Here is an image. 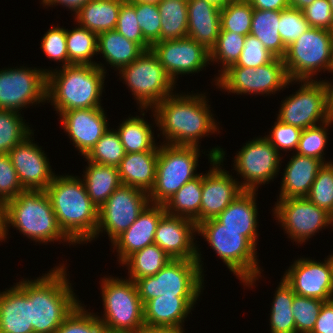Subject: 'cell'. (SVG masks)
Here are the masks:
<instances>
[{
	"instance_id": "2",
	"label": "cell",
	"mask_w": 333,
	"mask_h": 333,
	"mask_svg": "<svg viewBox=\"0 0 333 333\" xmlns=\"http://www.w3.org/2000/svg\"><path fill=\"white\" fill-rule=\"evenodd\" d=\"M66 270L62 263L37 279L23 278L16 283L30 297L34 333H55L80 304Z\"/></svg>"
},
{
	"instance_id": "32",
	"label": "cell",
	"mask_w": 333,
	"mask_h": 333,
	"mask_svg": "<svg viewBox=\"0 0 333 333\" xmlns=\"http://www.w3.org/2000/svg\"><path fill=\"white\" fill-rule=\"evenodd\" d=\"M82 180L92 203L99 208L122 185L118 167L87 162Z\"/></svg>"
},
{
	"instance_id": "33",
	"label": "cell",
	"mask_w": 333,
	"mask_h": 333,
	"mask_svg": "<svg viewBox=\"0 0 333 333\" xmlns=\"http://www.w3.org/2000/svg\"><path fill=\"white\" fill-rule=\"evenodd\" d=\"M145 51L137 44L116 30H110L98 34L97 54H102L106 64L115 70L131 64Z\"/></svg>"
},
{
	"instance_id": "7",
	"label": "cell",
	"mask_w": 333,
	"mask_h": 333,
	"mask_svg": "<svg viewBox=\"0 0 333 333\" xmlns=\"http://www.w3.org/2000/svg\"><path fill=\"white\" fill-rule=\"evenodd\" d=\"M103 314L98 319L104 329L119 332H141L145 328L143 304L136 284L129 278H101Z\"/></svg>"
},
{
	"instance_id": "55",
	"label": "cell",
	"mask_w": 333,
	"mask_h": 333,
	"mask_svg": "<svg viewBox=\"0 0 333 333\" xmlns=\"http://www.w3.org/2000/svg\"><path fill=\"white\" fill-rule=\"evenodd\" d=\"M275 58L264 45L254 36L247 35L244 48L236 64L232 66H243L257 68L267 64Z\"/></svg>"
},
{
	"instance_id": "43",
	"label": "cell",
	"mask_w": 333,
	"mask_h": 333,
	"mask_svg": "<svg viewBox=\"0 0 333 333\" xmlns=\"http://www.w3.org/2000/svg\"><path fill=\"white\" fill-rule=\"evenodd\" d=\"M109 129L84 157L85 161H91L101 165L118 167L125 156V150L120 141L116 129Z\"/></svg>"
},
{
	"instance_id": "24",
	"label": "cell",
	"mask_w": 333,
	"mask_h": 333,
	"mask_svg": "<svg viewBox=\"0 0 333 333\" xmlns=\"http://www.w3.org/2000/svg\"><path fill=\"white\" fill-rule=\"evenodd\" d=\"M165 213L163 205L149 203L136 221L112 242L120 264L134 252L154 244L157 224Z\"/></svg>"
},
{
	"instance_id": "50",
	"label": "cell",
	"mask_w": 333,
	"mask_h": 333,
	"mask_svg": "<svg viewBox=\"0 0 333 333\" xmlns=\"http://www.w3.org/2000/svg\"><path fill=\"white\" fill-rule=\"evenodd\" d=\"M310 28L302 10L288 7L280 11L279 34L286 47Z\"/></svg>"
},
{
	"instance_id": "67",
	"label": "cell",
	"mask_w": 333,
	"mask_h": 333,
	"mask_svg": "<svg viewBox=\"0 0 333 333\" xmlns=\"http://www.w3.org/2000/svg\"><path fill=\"white\" fill-rule=\"evenodd\" d=\"M329 3H330V6H331V9H332V12H333V0H329Z\"/></svg>"
},
{
	"instance_id": "60",
	"label": "cell",
	"mask_w": 333,
	"mask_h": 333,
	"mask_svg": "<svg viewBox=\"0 0 333 333\" xmlns=\"http://www.w3.org/2000/svg\"><path fill=\"white\" fill-rule=\"evenodd\" d=\"M183 327H145L141 333H184Z\"/></svg>"
},
{
	"instance_id": "59",
	"label": "cell",
	"mask_w": 333,
	"mask_h": 333,
	"mask_svg": "<svg viewBox=\"0 0 333 333\" xmlns=\"http://www.w3.org/2000/svg\"><path fill=\"white\" fill-rule=\"evenodd\" d=\"M88 1L90 0H41V4H43V7L46 6V8L47 6L62 5V7L65 6L66 9L68 8L73 14H76Z\"/></svg>"
},
{
	"instance_id": "40",
	"label": "cell",
	"mask_w": 333,
	"mask_h": 333,
	"mask_svg": "<svg viewBox=\"0 0 333 333\" xmlns=\"http://www.w3.org/2000/svg\"><path fill=\"white\" fill-rule=\"evenodd\" d=\"M66 44L68 59L71 64L99 65L92 60L97 54L98 35L87 28L77 26L72 30L66 29Z\"/></svg>"
},
{
	"instance_id": "56",
	"label": "cell",
	"mask_w": 333,
	"mask_h": 333,
	"mask_svg": "<svg viewBox=\"0 0 333 333\" xmlns=\"http://www.w3.org/2000/svg\"><path fill=\"white\" fill-rule=\"evenodd\" d=\"M302 11L310 27L333 31V12L329 0H315Z\"/></svg>"
},
{
	"instance_id": "5",
	"label": "cell",
	"mask_w": 333,
	"mask_h": 333,
	"mask_svg": "<svg viewBox=\"0 0 333 333\" xmlns=\"http://www.w3.org/2000/svg\"><path fill=\"white\" fill-rule=\"evenodd\" d=\"M10 226L35 243L63 241L75 245L59 227L45 190H24L4 204L5 239Z\"/></svg>"
},
{
	"instance_id": "17",
	"label": "cell",
	"mask_w": 333,
	"mask_h": 333,
	"mask_svg": "<svg viewBox=\"0 0 333 333\" xmlns=\"http://www.w3.org/2000/svg\"><path fill=\"white\" fill-rule=\"evenodd\" d=\"M149 203L148 193L121 185L99 208L95 238L106 232L112 243L136 221Z\"/></svg>"
},
{
	"instance_id": "25",
	"label": "cell",
	"mask_w": 333,
	"mask_h": 333,
	"mask_svg": "<svg viewBox=\"0 0 333 333\" xmlns=\"http://www.w3.org/2000/svg\"><path fill=\"white\" fill-rule=\"evenodd\" d=\"M199 296H158L143 304L145 327H184ZM185 320V321H184Z\"/></svg>"
},
{
	"instance_id": "48",
	"label": "cell",
	"mask_w": 333,
	"mask_h": 333,
	"mask_svg": "<svg viewBox=\"0 0 333 333\" xmlns=\"http://www.w3.org/2000/svg\"><path fill=\"white\" fill-rule=\"evenodd\" d=\"M323 300L308 298L294 293L292 311L296 325V333H311L320 313Z\"/></svg>"
},
{
	"instance_id": "46",
	"label": "cell",
	"mask_w": 333,
	"mask_h": 333,
	"mask_svg": "<svg viewBox=\"0 0 333 333\" xmlns=\"http://www.w3.org/2000/svg\"><path fill=\"white\" fill-rule=\"evenodd\" d=\"M308 200L317 207L332 213L333 210V162L324 164L310 188Z\"/></svg>"
},
{
	"instance_id": "34",
	"label": "cell",
	"mask_w": 333,
	"mask_h": 333,
	"mask_svg": "<svg viewBox=\"0 0 333 333\" xmlns=\"http://www.w3.org/2000/svg\"><path fill=\"white\" fill-rule=\"evenodd\" d=\"M141 110V115L129 117L122 121L116 132L120 137V141L124 147L125 153H137L150 150H159V143H155L154 130L150 123L143 117L147 113V109ZM144 110L146 112H144ZM146 120V121H145Z\"/></svg>"
},
{
	"instance_id": "65",
	"label": "cell",
	"mask_w": 333,
	"mask_h": 333,
	"mask_svg": "<svg viewBox=\"0 0 333 333\" xmlns=\"http://www.w3.org/2000/svg\"><path fill=\"white\" fill-rule=\"evenodd\" d=\"M128 1H133V2H146V3H153V4H158L162 0H128Z\"/></svg>"
},
{
	"instance_id": "66",
	"label": "cell",
	"mask_w": 333,
	"mask_h": 333,
	"mask_svg": "<svg viewBox=\"0 0 333 333\" xmlns=\"http://www.w3.org/2000/svg\"><path fill=\"white\" fill-rule=\"evenodd\" d=\"M102 333H141V332H119V331H109L104 329Z\"/></svg>"
},
{
	"instance_id": "31",
	"label": "cell",
	"mask_w": 333,
	"mask_h": 333,
	"mask_svg": "<svg viewBox=\"0 0 333 333\" xmlns=\"http://www.w3.org/2000/svg\"><path fill=\"white\" fill-rule=\"evenodd\" d=\"M125 0H90L75 15L77 25L100 34L115 30Z\"/></svg>"
},
{
	"instance_id": "35",
	"label": "cell",
	"mask_w": 333,
	"mask_h": 333,
	"mask_svg": "<svg viewBox=\"0 0 333 333\" xmlns=\"http://www.w3.org/2000/svg\"><path fill=\"white\" fill-rule=\"evenodd\" d=\"M202 174L185 183L163 206L167 214L201 223Z\"/></svg>"
},
{
	"instance_id": "15",
	"label": "cell",
	"mask_w": 333,
	"mask_h": 333,
	"mask_svg": "<svg viewBox=\"0 0 333 333\" xmlns=\"http://www.w3.org/2000/svg\"><path fill=\"white\" fill-rule=\"evenodd\" d=\"M245 144L237 151L233 161L235 169L232 170L242 176L243 182L240 186L243 190L258 191L259 185L268 184L277 178L282 155L262 136Z\"/></svg>"
},
{
	"instance_id": "51",
	"label": "cell",
	"mask_w": 333,
	"mask_h": 333,
	"mask_svg": "<svg viewBox=\"0 0 333 333\" xmlns=\"http://www.w3.org/2000/svg\"><path fill=\"white\" fill-rule=\"evenodd\" d=\"M135 12L143 37L151 45L160 42L161 15L158 4L135 2Z\"/></svg>"
},
{
	"instance_id": "58",
	"label": "cell",
	"mask_w": 333,
	"mask_h": 333,
	"mask_svg": "<svg viewBox=\"0 0 333 333\" xmlns=\"http://www.w3.org/2000/svg\"><path fill=\"white\" fill-rule=\"evenodd\" d=\"M253 9L281 11L290 7L289 0H247Z\"/></svg>"
},
{
	"instance_id": "12",
	"label": "cell",
	"mask_w": 333,
	"mask_h": 333,
	"mask_svg": "<svg viewBox=\"0 0 333 333\" xmlns=\"http://www.w3.org/2000/svg\"><path fill=\"white\" fill-rule=\"evenodd\" d=\"M220 90L228 94L275 95L294 80L288 78L282 58L275 57L271 62L257 68L230 66L213 80ZM222 88V89H221Z\"/></svg>"
},
{
	"instance_id": "64",
	"label": "cell",
	"mask_w": 333,
	"mask_h": 333,
	"mask_svg": "<svg viewBox=\"0 0 333 333\" xmlns=\"http://www.w3.org/2000/svg\"><path fill=\"white\" fill-rule=\"evenodd\" d=\"M209 3H212L213 5L217 6L218 8H224L226 5H228L232 0H205Z\"/></svg>"
},
{
	"instance_id": "47",
	"label": "cell",
	"mask_w": 333,
	"mask_h": 333,
	"mask_svg": "<svg viewBox=\"0 0 333 333\" xmlns=\"http://www.w3.org/2000/svg\"><path fill=\"white\" fill-rule=\"evenodd\" d=\"M82 302L56 329L55 333H102L104 326L96 313L88 312Z\"/></svg>"
},
{
	"instance_id": "61",
	"label": "cell",
	"mask_w": 333,
	"mask_h": 333,
	"mask_svg": "<svg viewBox=\"0 0 333 333\" xmlns=\"http://www.w3.org/2000/svg\"><path fill=\"white\" fill-rule=\"evenodd\" d=\"M328 87V103H329V118L333 121V81H327Z\"/></svg>"
},
{
	"instance_id": "45",
	"label": "cell",
	"mask_w": 333,
	"mask_h": 333,
	"mask_svg": "<svg viewBox=\"0 0 333 333\" xmlns=\"http://www.w3.org/2000/svg\"><path fill=\"white\" fill-rule=\"evenodd\" d=\"M333 121L327 120L319 125L302 130L300 140L296 149L297 154L312 157L323 161L325 164L331 161H325L324 150L328 143V130Z\"/></svg>"
},
{
	"instance_id": "36",
	"label": "cell",
	"mask_w": 333,
	"mask_h": 333,
	"mask_svg": "<svg viewBox=\"0 0 333 333\" xmlns=\"http://www.w3.org/2000/svg\"><path fill=\"white\" fill-rule=\"evenodd\" d=\"M280 11L254 9L250 35L256 37L275 57L283 58L286 53L279 34Z\"/></svg>"
},
{
	"instance_id": "42",
	"label": "cell",
	"mask_w": 333,
	"mask_h": 333,
	"mask_svg": "<svg viewBox=\"0 0 333 333\" xmlns=\"http://www.w3.org/2000/svg\"><path fill=\"white\" fill-rule=\"evenodd\" d=\"M245 39L246 36L232 31H220L214 47L209 52L210 64L216 62L223 65H220L219 75L228 67L237 63L243 51Z\"/></svg>"
},
{
	"instance_id": "13",
	"label": "cell",
	"mask_w": 333,
	"mask_h": 333,
	"mask_svg": "<svg viewBox=\"0 0 333 333\" xmlns=\"http://www.w3.org/2000/svg\"><path fill=\"white\" fill-rule=\"evenodd\" d=\"M317 80H294L301 86L282 100L277 119L302 130L330 120L327 82Z\"/></svg>"
},
{
	"instance_id": "39",
	"label": "cell",
	"mask_w": 333,
	"mask_h": 333,
	"mask_svg": "<svg viewBox=\"0 0 333 333\" xmlns=\"http://www.w3.org/2000/svg\"><path fill=\"white\" fill-rule=\"evenodd\" d=\"M158 9L161 15L160 41L188 37L187 1L162 0Z\"/></svg>"
},
{
	"instance_id": "20",
	"label": "cell",
	"mask_w": 333,
	"mask_h": 333,
	"mask_svg": "<svg viewBox=\"0 0 333 333\" xmlns=\"http://www.w3.org/2000/svg\"><path fill=\"white\" fill-rule=\"evenodd\" d=\"M150 50L175 84L178 75L198 73L210 64L209 51L189 37L155 42Z\"/></svg>"
},
{
	"instance_id": "68",
	"label": "cell",
	"mask_w": 333,
	"mask_h": 333,
	"mask_svg": "<svg viewBox=\"0 0 333 333\" xmlns=\"http://www.w3.org/2000/svg\"><path fill=\"white\" fill-rule=\"evenodd\" d=\"M331 216V221H332V224H333V210H332V213L330 214Z\"/></svg>"
},
{
	"instance_id": "44",
	"label": "cell",
	"mask_w": 333,
	"mask_h": 333,
	"mask_svg": "<svg viewBox=\"0 0 333 333\" xmlns=\"http://www.w3.org/2000/svg\"><path fill=\"white\" fill-rule=\"evenodd\" d=\"M253 10L247 0L230 2L220 10L221 30L250 35Z\"/></svg>"
},
{
	"instance_id": "1",
	"label": "cell",
	"mask_w": 333,
	"mask_h": 333,
	"mask_svg": "<svg viewBox=\"0 0 333 333\" xmlns=\"http://www.w3.org/2000/svg\"><path fill=\"white\" fill-rule=\"evenodd\" d=\"M175 93L166 97L152 109L159 127L162 143L176 146L200 147L202 137L219 130L205 93ZM211 133V134H210Z\"/></svg>"
},
{
	"instance_id": "52",
	"label": "cell",
	"mask_w": 333,
	"mask_h": 333,
	"mask_svg": "<svg viewBox=\"0 0 333 333\" xmlns=\"http://www.w3.org/2000/svg\"><path fill=\"white\" fill-rule=\"evenodd\" d=\"M41 49L51 61L62 62L61 67L71 65L68 59L66 29L59 26L50 28L41 39Z\"/></svg>"
},
{
	"instance_id": "23",
	"label": "cell",
	"mask_w": 333,
	"mask_h": 333,
	"mask_svg": "<svg viewBox=\"0 0 333 333\" xmlns=\"http://www.w3.org/2000/svg\"><path fill=\"white\" fill-rule=\"evenodd\" d=\"M104 108L72 109L59 115L62 129L85 157L109 129Z\"/></svg>"
},
{
	"instance_id": "9",
	"label": "cell",
	"mask_w": 333,
	"mask_h": 333,
	"mask_svg": "<svg viewBox=\"0 0 333 333\" xmlns=\"http://www.w3.org/2000/svg\"><path fill=\"white\" fill-rule=\"evenodd\" d=\"M199 156V147L161 143L149 202L164 205L185 183L197 177Z\"/></svg>"
},
{
	"instance_id": "4",
	"label": "cell",
	"mask_w": 333,
	"mask_h": 333,
	"mask_svg": "<svg viewBox=\"0 0 333 333\" xmlns=\"http://www.w3.org/2000/svg\"><path fill=\"white\" fill-rule=\"evenodd\" d=\"M105 70L102 63L98 66L71 64L51 70L47 74V103L51 101L59 115L72 109L103 107Z\"/></svg>"
},
{
	"instance_id": "41",
	"label": "cell",
	"mask_w": 333,
	"mask_h": 333,
	"mask_svg": "<svg viewBox=\"0 0 333 333\" xmlns=\"http://www.w3.org/2000/svg\"><path fill=\"white\" fill-rule=\"evenodd\" d=\"M23 118L21 111L0 109V154H8L33 132Z\"/></svg>"
},
{
	"instance_id": "16",
	"label": "cell",
	"mask_w": 333,
	"mask_h": 333,
	"mask_svg": "<svg viewBox=\"0 0 333 333\" xmlns=\"http://www.w3.org/2000/svg\"><path fill=\"white\" fill-rule=\"evenodd\" d=\"M272 210L275 220L295 243L303 244L319 230L333 226L330 213L306 197L277 199Z\"/></svg>"
},
{
	"instance_id": "30",
	"label": "cell",
	"mask_w": 333,
	"mask_h": 333,
	"mask_svg": "<svg viewBox=\"0 0 333 333\" xmlns=\"http://www.w3.org/2000/svg\"><path fill=\"white\" fill-rule=\"evenodd\" d=\"M159 150L125 153L118 166L122 185L135 187L146 193L153 189Z\"/></svg>"
},
{
	"instance_id": "57",
	"label": "cell",
	"mask_w": 333,
	"mask_h": 333,
	"mask_svg": "<svg viewBox=\"0 0 333 333\" xmlns=\"http://www.w3.org/2000/svg\"><path fill=\"white\" fill-rule=\"evenodd\" d=\"M311 333H333V300L322 305Z\"/></svg>"
},
{
	"instance_id": "62",
	"label": "cell",
	"mask_w": 333,
	"mask_h": 333,
	"mask_svg": "<svg viewBox=\"0 0 333 333\" xmlns=\"http://www.w3.org/2000/svg\"><path fill=\"white\" fill-rule=\"evenodd\" d=\"M315 0H289L290 7L303 10L311 5Z\"/></svg>"
},
{
	"instance_id": "28",
	"label": "cell",
	"mask_w": 333,
	"mask_h": 333,
	"mask_svg": "<svg viewBox=\"0 0 333 333\" xmlns=\"http://www.w3.org/2000/svg\"><path fill=\"white\" fill-rule=\"evenodd\" d=\"M187 7L188 37L210 52L221 31V9L205 0H188Z\"/></svg>"
},
{
	"instance_id": "14",
	"label": "cell",
	"mask_w": 333,
	"mask_h": 333,
	"mask_svg": "<svg viewBox=\"0 0 333 333\" xmlns=\"http://www.w3.org/2000/svg\"><path fill=\"white\" fill-rule=\"evenodd\" d=\"M50 69L21 66L0 69V109L19 112L29 105L47 102V74Z\"/></svg>"
},
{
	"instance_id": "18",
	"label": "cell",
	"mask_w": 333,
	"mask_h": 333,
	"mask_svg": "<svg viewBox=\"0 0 333 333\" xmlns=\"http://www.w3.org/2000/svg\"><path fill=\"white\" fill-rule=\"evenodd\" d=\"M208 160L212 167L202 173L201 222L216 218L244 190L232 174L222 169L225 151L216 146L208 151Z\"/></svg>"
},
{
	"instance_id": "19",
	"label": "cell",
	"mask_w": 333,
	"mask_h": 333,
	"mask_svg": "<svg viewBox=\"0 0 333 333\" xmlns=\"http://www.w3.org/2000/svg\"><path fill=\"white\" fill-rule=\"evenodd\" d=\"M324 261L310 258L295 259L283 275L295 294L323 300H333V257Z\"/></svg>"
},
{
	"instance_id": "21",
	"label": "cell",
	"mask_w": 333,
	"mask_h": 333,
	"mask_svg": "<svg viewBox=\"0 0 333 333\" xmlns=\"http://www.w3.org/2000/svg\"><path fill=\"white\" fill-rule=\"evenodd\" d=\"M196 234L197 225L194 221L165 213L157 224L154 244L172 259L197 260L204 276L202 254L194 242Z\"/></svg>"
},
{
	"instance_id": "3",
	"label": "cell",
	"mask_w": 333,
	"mask_h": 333,
	"mask_svg": "<svg viewBox=\"0 0 333 333\" xmlns=\"http://www.w3.org/2000/svg\"><path fill=\"white\" fill-rule=\"evenodd\" d=\"M45 192L59 227L75 245L95 239L99 210L80 176L56 174Z\"/></svg>"
},
{
	"instance_id": "6",
	"label": "cell",
	"mask_w": 333,
	"mask_h": 333,
	"mask_svg": "<svg viewBox=\"0 0 333 333\" xmlns=\"http://www.w3.org/2000/svg\"><path fill=\"white\" fill-rule=\"evenodd\" d=\"M197 234L204 237L243 286L252 288L262 276L257 248L241 235V231L224 228L216 218H211L197 225Z\"/></svg>"
},
{
	"instance_id": "63",
	"label": "cell",
	"mask_w": 333,
	"mask_h": 333,
	"mask_svg": "<svg viewBox=\"0 0 333 333\" xmlns=\"http://www.w3.org/2000/svg\"><path fill=\"white\" fill-rule=\"evenodd\" d=\"M5 241L4 234V205L0 203V242Z\"/></svg>"
},
{
	"instance_id": "49",
	"label": "cell",
	"mask_w": 333,
	"mask_h": 333,
	"mask_svg": "<svg viewBox=\"0 0 333 333\" xmlns=\"http://www.w3.org/2000/svg\"><path fill=\"white\" fill-rule=\"evenodd\" d=\"M115 30L128 40L137 43L144 51L151 48V44L143 37L137 21L135 2L125 0L120 8Z\"/></svg>"
},
{
	"instance_id": "10",
	"label": "cell",
	"mask_w": 333,
	"mask_h": 333,
	"mask_svg": "<svg viewBox=\"0 0 333 333\" xmlns=\"http://www.w3.org/2000/svg\"><path fill=\"white\" fill-rule=\"evenodd\" d=\"M204 276L197 260L171 259L153 276L135 281L142 304L158 296H200Z\"/></svg>"
},
{
	"instance_id": "22",
	"label": "cell",
	"mask_w": 333,
	"mask_h": 333,
	"mask_svg": "<svg viewBox=\"0 0 333 333\" xmlns=\"http://www.w3.org/2000/svg\"><path fill=\"white\" fill-rule=\"evenodd\" d=\"M34 131L8 152L24 190H45L55 173L42 146L33 142Z\"/></svg>"
},
{
	"instance_id": "27",
	"label": "cell",
	"mask_w": 333,
	"mask_h": 333,
	"mask_svg": "<svg viewBox=\"0 0 333 333\" xmlns=\"http://www.w3.org/2000/svg\"><path fill=\"white\" fill-rule=\"evenodd\" d=\"M325 163L293 152L283 173L279 199L306 197Z\"/></svg>"
},
{
	"instance_id": "8",
	"label": "cell",
	"mask_w": 333,
	"mask_h": 333,
	"mask_svg": "<svg viewBox=\"0 0 333 333\" xmlns=\"http://www.w3.org/2000/svg\"><path fill=\"white\" fill-rule=\"evenodd\" d=\"M282 59L290 80H314L322 70L332 74L333 31L310 27L286 48Z\"/></svg>"
},
{
	"instance_id": "11",
	"label": "cell",
	"mask_w": 333,
	"mask_h": 333,
	"mask_svg": "<svg viewBox=\"0 0 333 333\" xmlns=\"http://www.w3.org/2000/svg\"><path fill=\"white\" fill-rule=\"evenodd\" d=\"M120 78L137 100L138 109H152L174 94L175 83L151 50L142 53L131 64L121 68Z\"/></svg>"
},
{
	"instance_id": "37",
	"label": "cell",
	"mask_w": 333,
	"mask_h": 333,
	"mask_svg": "<svg viewBox=\"0 0 333 333\" xmlns=\"http://www.w3.org/2000/svg\"><path fill=\"white\" fill-rule=\"evenodd\" d=\"M172 258L157 244H151L130 255L121 266L127 268V278L133 280L153 276L161 270Z\"/></svg>"
},
{
	"instance_id": "53",
	"label": "cell",
	"mask_w": 333,
	"mask_h": 333,
	"mask_svg": "<svg viewBox=\"0 0 333 333\" xmlns=\"http://www.w3.org/2000/svg\"><path fill=\"white\" fill-rule=\"evenodd\" d=\"M302 129L285 124L276 119L274 126H272L269 135L264 137L271 143V145L280 153L281 151H296Z\"/></svg>"
},
{
	"instance_id": "54",
	"label": "cell",
	"mask_w": 333,
	"mask_h": 333,
	"mask_svg": "<svg viewBox=\"0 0 333 333\" xmlns=\"http://www.w3.org/2000/svg\"><path fill=\"white\" fill-rule=\"evenodd\" d=\"M24 191L8 154H0V203L3 205Z\"/></svg>"
},
{
	"instance_id": "38",
	"label": "cell",
	"mask_w": 333,
	"mask_h": 333,
	"mask_svg": "<svg viewBox=\"0 0 333 333\" xmlns=\"http://www.w3.org/2000/svg\"><path fill=\"white\" fill-rule=\"evenodd\" d=\"M274 293V299L270 308V332L271 333H296V325L292 311L294 291L292 287L281 279Z\"/></svg>"
},
{
	"instance_id": "26",
	"label": "cell",
	"mask_w": 333,
	"mask_h": 333,
	"mask_svg": "<svg viewBox=\"0 0 333 333\" xmlns=\"http://www.w3.org/2000/svg\"><path fill=\"white\" fill-rule=\"evenodd\" d=\"M258 191L244 190L237 196L216 219L224 228L241 231L256 248L258 241V207L256 195Z\"/></svg>"
},
{
	"instance_id": "29",
	"label": "cell",
	"mask_w": 333,
	"mask_h": 333,
	"mask_svg": "<svg viewBox=\"0 0 333 333\" xmlns=\"http://www.w3.org/2000/svg\"><path fill=\"white\" fill-rule=\"evenodd\" d=\"M0 333H34L30 297L16 283L0 292Z\"/></svg>"
}]
</instances>
